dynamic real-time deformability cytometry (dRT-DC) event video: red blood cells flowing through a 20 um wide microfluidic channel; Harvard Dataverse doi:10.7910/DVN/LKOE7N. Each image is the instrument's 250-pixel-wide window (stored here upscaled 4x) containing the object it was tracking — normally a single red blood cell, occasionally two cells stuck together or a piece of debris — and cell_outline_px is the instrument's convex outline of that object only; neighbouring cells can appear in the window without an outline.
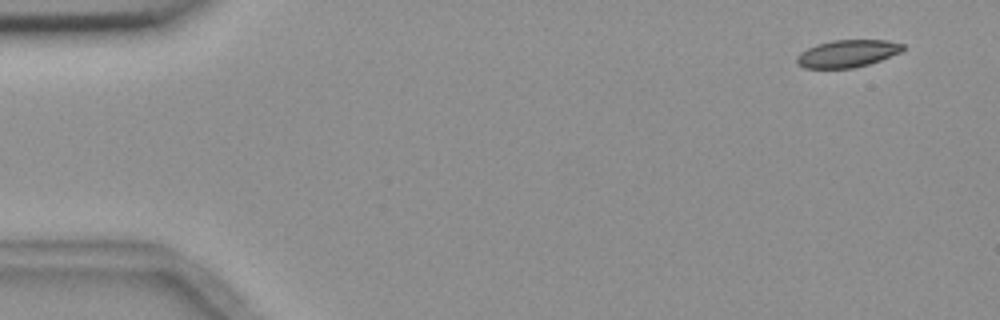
{"species": "common noctule bat (a hibernating species)", "species_latin": "Nyctalus noctula", "temperature_condition": "room temperature", "stored_images_in_passage": 4, "camera_frame_rate_fps": 3000, "um_per_image_px": 0.085, "animal": {"sex": "female", "body_mass_g": 18.4}, "frame": {"image": 1, "passage_image": 1, "time_ms": 0.0, "image_size_px": [1000, 320], "cell_outline_px": [[904, 48], [900, 52], [880, 60], [868, 64], [852, 68], [804, 68], [796, 60], [796, 56], [800, 52], [816, 44], [832, 40], [888, 40], [904, 44]], "centroid_in_image_um": [72.02, 4.54], "position_along_channel_um": 13.0, "area_um2": 16.82}}